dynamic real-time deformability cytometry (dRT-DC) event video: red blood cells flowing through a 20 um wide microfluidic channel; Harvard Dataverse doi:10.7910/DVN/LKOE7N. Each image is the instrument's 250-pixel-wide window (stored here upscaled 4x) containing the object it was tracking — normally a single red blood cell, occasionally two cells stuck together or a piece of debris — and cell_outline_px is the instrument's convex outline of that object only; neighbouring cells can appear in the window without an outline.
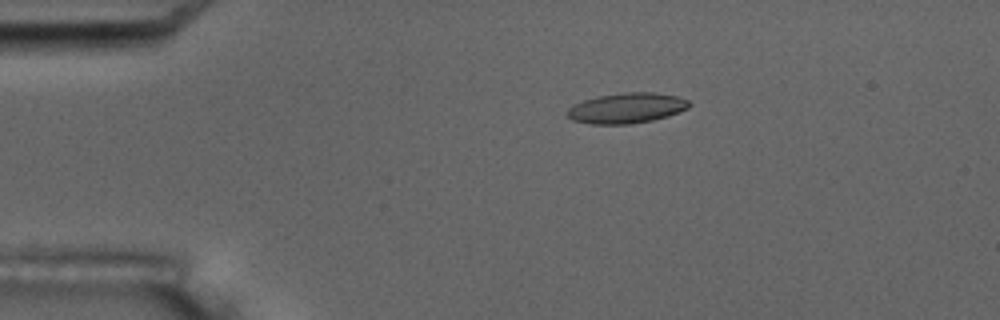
{"species": "common noctule bat (a hibernating species)", "species_latin": "Nyctalus noctula", "temperature_condition": "room temperature", "stored_images_in_passage": 15, "camera_frame_rate_fps": 3000, "um_per_image_px": 0.085, "animal": {"sex": "male", "body_mass_g": 17.5, "forearm_length_mm": 52.3}, "frame": {"image": 1, "passage_image": 3, "time_ms": 3.0, "image_size_px": [1000, 320], "cell_outline_px": [[692, 104], [688, 108], [680, 112], [668, 116], [652, 120], [628, 124], [592, 124], [572, 120], [564, 112], [568, 108], [584, 100], [596, 96], [624, 92], [652, 92], [676, 96], [688, 100]], "centroid_in_image_um": [53.26, 9.18], "position_along_channel_um": 31.7, "area_um2": 21.62}}
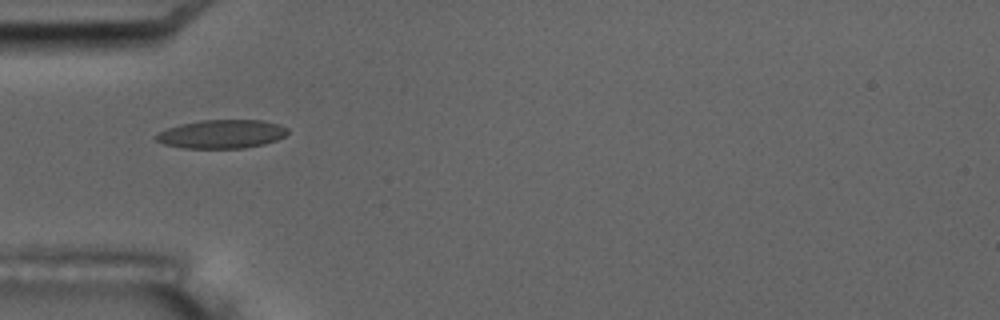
{"frame": {"image": 2, "passage_image": 5, "time_ms": 5.333, "image_size_px": [1000, 320], "cell_outline_px": [[288, 132], [284, 136], [276, 140], [264, 144], [244, 148], [184, 148], [164, 144], [156, 140], [152, 136], [156, 132], [180, 124], [200, 120], [264, 120], [280, 124], [288, 128]], "centroid_in_image_um": [18.82, 11.39], "position_along_channel_um": 66.2, "area_um2": 22.14}, "authors_computed_cell_mechanics": {"area_um2": 21.0392, "velocity_mm_per_s": 3.5144, "shape_relaxation_time_tau1_ms": 7.2057, "shape_relaxation_time_tau2_ms": 1.644, "deformation_change_tau1": 0.1713, "deformation_change_tau2": 0.0483}}